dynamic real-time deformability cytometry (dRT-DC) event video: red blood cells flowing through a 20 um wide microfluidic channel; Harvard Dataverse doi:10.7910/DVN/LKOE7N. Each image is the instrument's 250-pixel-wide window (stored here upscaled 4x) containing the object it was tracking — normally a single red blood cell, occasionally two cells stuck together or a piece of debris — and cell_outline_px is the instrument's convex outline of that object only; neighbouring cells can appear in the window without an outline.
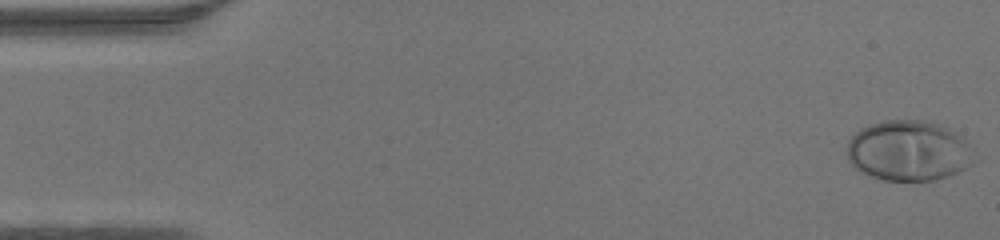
{"species": "human", "species_latin": "Homo sapiens", "temperature_condition": "warm", "stored_images_in_passage": 46, "camera_frame_rate_fps": 3000, "um_per_image_px": 0.085, "donor": {"sex": "male"}, "frame": {"image": 1, "passage_image": 1, "time_ms": 0.0, "image_size_px": [1000, 240], "cell_outline_px": [[964, 168], [948, 176], [932, 180], [884, 180], [860, 172], [848, 160], [848, 140], [860, 128], [884, 120], [924, 120], [940, 124], [956, 132], [964, 144]], "centroid_in_image_um": [77.05, 12.79], "position_along_channel_um": 7.9, "area_um2": 43.12}}
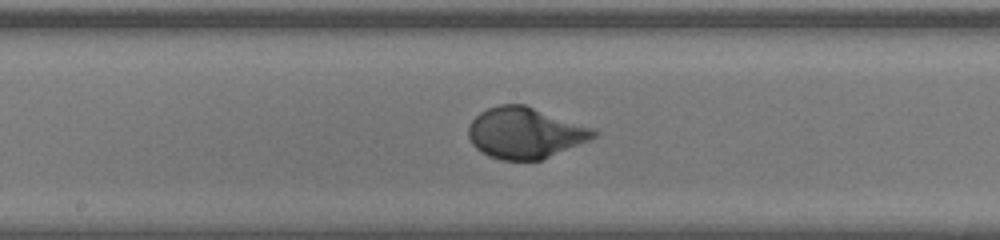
{"frame": {"image": 2, "passage_image": 24, "time_ms": 7.667, "image_size_px": [1000, 240], "cell_outline_px": [[600, 132], [596, 136], [588, 140], [540, 160], [500, 160], [488, 156], [480, 152], [472, 144], [468, 136], [468, 128], [472, 120], [480, 112], [488, 108], [500, 104], [524, 104], [592, 128]], "centroid_in_image_um": [44.58, 11.3], "position_along_channel_um": 203.6, "area_um2": 36.93}}
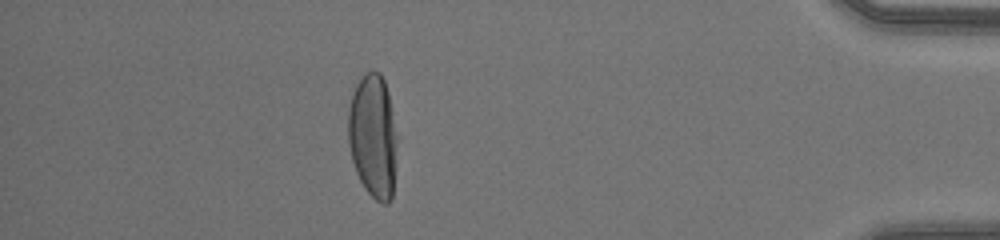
{"frame": {"image": 3, "passage_image": 41, "time_ms": 13.333, "image_size_px": [1000, 240], "cell_outline_px": [[400, 136], [392, 200], [388, 204], [384, 204], [376, 200], [364, 188], [356, 172], [352, 160], [348, 144], [348, 108], [352, 92], [356, 84], [368, 72], [380, 72], [384, 80], [388, 92]], "centroid_in_image_um": [31.76, 11.61], "position_along_channel_um": 403.4, "area_um2": 36.53}}